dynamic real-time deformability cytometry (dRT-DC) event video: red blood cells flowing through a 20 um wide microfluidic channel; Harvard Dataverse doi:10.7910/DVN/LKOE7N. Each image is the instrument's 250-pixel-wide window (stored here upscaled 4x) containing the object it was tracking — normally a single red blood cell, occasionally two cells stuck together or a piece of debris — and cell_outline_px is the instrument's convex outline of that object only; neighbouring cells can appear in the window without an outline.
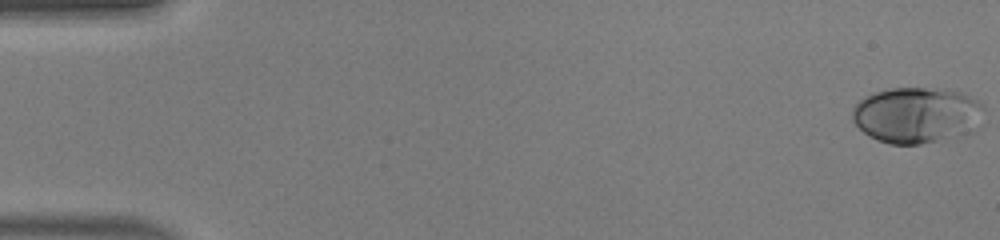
{"species": "human", "species_latin": "Homo sapiens", "temperature_condition": "warm", "stored_images_in_passage": 49, "camera_frame_rate_fps": 3000, "um_per_image_px": 0.085, "donor": {"sex": "male"}, "frame": {"image": 1, "passage_image": 1, "time_ms": 0.0, "image_size_px": [1000, 240], "cell_outline_px": [[984, 124], [972, 132], [956, 136], [920, 144], [888, 144], [876, 140], [868, 136], [852, 120], [852, 108], [860, 100], [876, 92], [892, 88], [948, 88], [960, 92], [984, 104]], "centroid_in_image_um": [77.98, 9.78], "position_along_channel_um": 7.0, "area_um2": 43.47}}
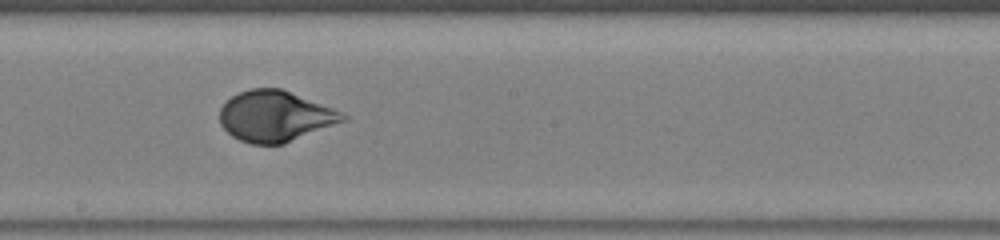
{"frame": {"image": 2, "passage_image": 28, "time_ms": 9.0, "image_size_px": [1000, 240], "cell_outline_px": [[348, 120], [284, 144], [252, 144], [240, 140], [232, 136], [220, 124], [220, 108], [232, 96], [240, 92], [252, 88], [280, 88], [344, 112], [348, 116]], "centroid_in_image_um": [23.42, 9.89], "position_along_channel_um": 224.8, "area_um2": 36.47}}
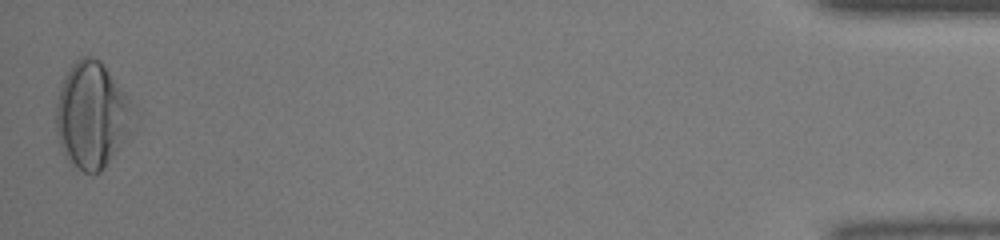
{"frame": {"image": 3, "passage_image": 49, "time_ms": 16.0, "image_size_px": [1000, 240], "cell_outline_px": [[132, 128], [128, 136], [104, 168], [100, 172], [92, 176], [84, 172], [68, 160], [64, 156], [56, 132], [56, 104], [60, 88], [64, 76], [72, 64], [80, 56], [92, 56], [100, 60], [104, 64], [132, 104]], "centroid_in_image_um": [7.79, 9.8], "position_along_channel_um": 427.4, "area_um2": 47.63}, "authors_computed_cell_mechanics": {"area_um2": 37.281, "velocity_mm_per_s": 4.1965, "shape_relaxation_time_tau1_ms": 2.9364, "shape_relaxation_time_tau2_ms": null, "deformation_change_tau1": 0.1795, "deformation_change_tau2": null}}